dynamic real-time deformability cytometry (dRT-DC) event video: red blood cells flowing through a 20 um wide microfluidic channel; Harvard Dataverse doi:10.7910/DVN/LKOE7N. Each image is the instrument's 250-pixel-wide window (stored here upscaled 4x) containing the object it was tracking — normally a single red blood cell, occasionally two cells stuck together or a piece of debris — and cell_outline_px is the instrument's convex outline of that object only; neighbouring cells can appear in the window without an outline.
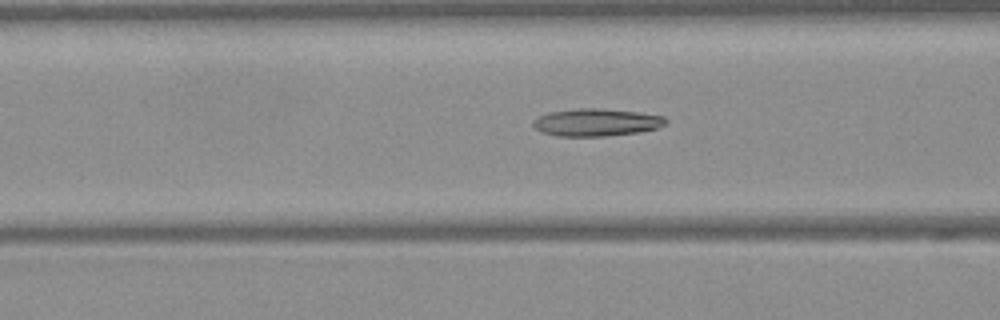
{"species": "Egyptian fruit bat (a non-hibernating species)", "species_latin": "Rousettus aegyptiacus", "temperature_condition": "warm", "stored_images_in_passage": 50, "camera_frame_rate_fps": 3000, "um_per_image_px": 0.085, "frame": {"image": 1, "passage_image": 20, "time_ms": 6.333, "image_size_px": [1000, 320], "cell_outline_px": [[668, 120], [664, 124], [656, 128], [640, 132], [604, 136], [556, 136], [540, 132], [532, 124], [532, 120], [548, 112], [580, 108], [600, 108], [640, 112], [664, 116]], "centroid_in_image_um": [50.67, 10.4], "position_along_channel_um": 115.9, "area_um2": 21.33}}
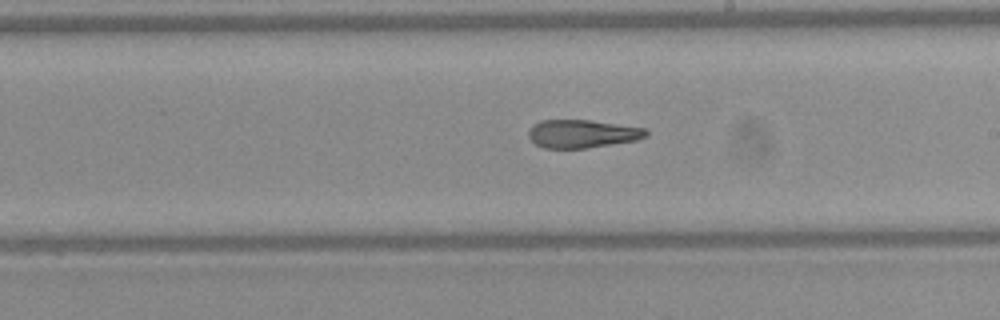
{"frame": {"image": 2, "passage_image": 29, "time_ms": 9.333, "image_size_px": [1000, 320], "cell_outline_px": [[648, 136], [640, 140], [588, 148], [544, 148], [536, 144], [528, 136], [528, 132], [532, 124], [540, 120], [592, 120], [648, 128]], "centroid_in_image_um": [49.55, 11.36], "position_along_channel_um": 239.5, "area_um2": 19.65}}
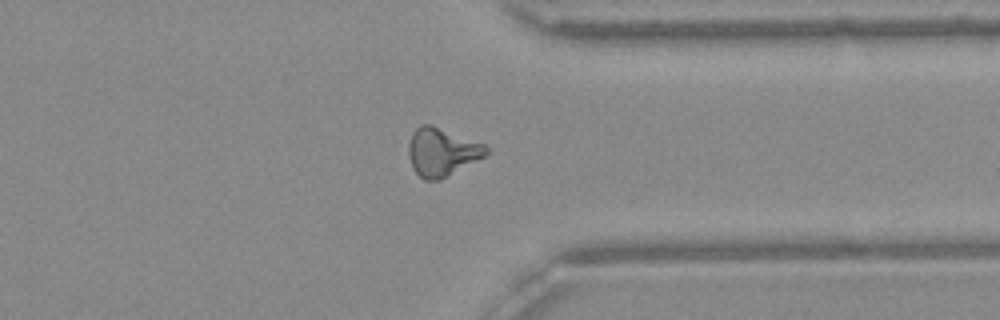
{"frame": {"image": 3, "passage_image": 39, "time_ms": 12.667, "image_size_px": [1000, 320], "cell_outline_px": [[488, 152], [484, 156], [440, 180], [424, 180], [412, 168], [408, 156], [408, 144], [412, 132], [420, 124], [432, 124], [484, 144], [488, 148]], "centroid_in_image_um": [37.51, 12.9], "position_along_channel_um": 373.9, "area_um2": 21.73}, "authors_computed_cell_mechanics": {"area_um2": 21.0392, "velocity_mm_per_s": 4.1141, "shape_relaxation_time_tau1_ms": null, "shape_relaxation_time_tau2_ms": 3.497, "deformation_change_tau1": null, "deformation_change_tau2": 0.1426}}